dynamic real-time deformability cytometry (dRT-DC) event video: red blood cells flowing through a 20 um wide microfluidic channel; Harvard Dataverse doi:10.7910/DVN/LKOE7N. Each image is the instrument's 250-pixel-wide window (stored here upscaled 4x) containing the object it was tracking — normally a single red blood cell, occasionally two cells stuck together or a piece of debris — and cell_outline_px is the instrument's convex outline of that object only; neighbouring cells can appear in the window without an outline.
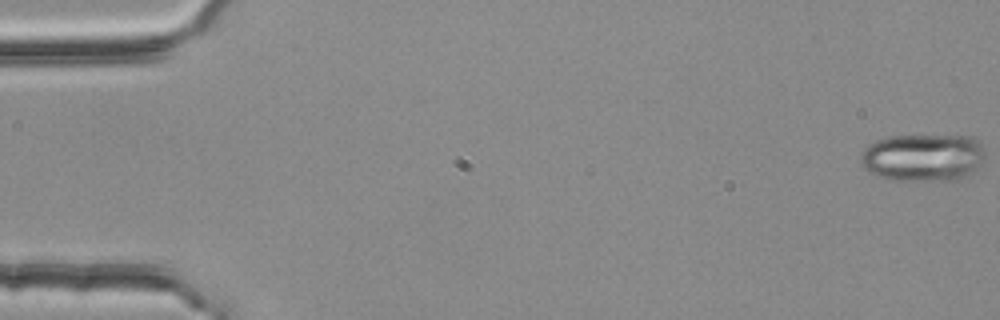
{"species": "common noctule bat (a hibernating species)", "species_latin": "Nyctalus noctula", "temperature_condition": "room temperature", "stored_images_in_passage": 4, "camera_frame_rate_fps": 3000, "um_per_image_px": 0.085, "animal": {"sex": "female", "body_mass_g": 25.1}, "frame": {"image": 1, "passage_image": 1, "time_ms": 0.0, "image_size_px": [1000, 320], "cell_outline_px": [[984, 156], [980, 164], [972, 172], [956, 180], [896, 180], [880, 176], [872, 172], [864, 164], [860, 156], [864, 148], [868, 144], [876, 140], [892, 136], [972, 136], [980, 144], [984, 152]], "centroid_in_image_um": [78.47, 13.37], "position_along_channel_um": 6.5, "area_um2": 33.93}}